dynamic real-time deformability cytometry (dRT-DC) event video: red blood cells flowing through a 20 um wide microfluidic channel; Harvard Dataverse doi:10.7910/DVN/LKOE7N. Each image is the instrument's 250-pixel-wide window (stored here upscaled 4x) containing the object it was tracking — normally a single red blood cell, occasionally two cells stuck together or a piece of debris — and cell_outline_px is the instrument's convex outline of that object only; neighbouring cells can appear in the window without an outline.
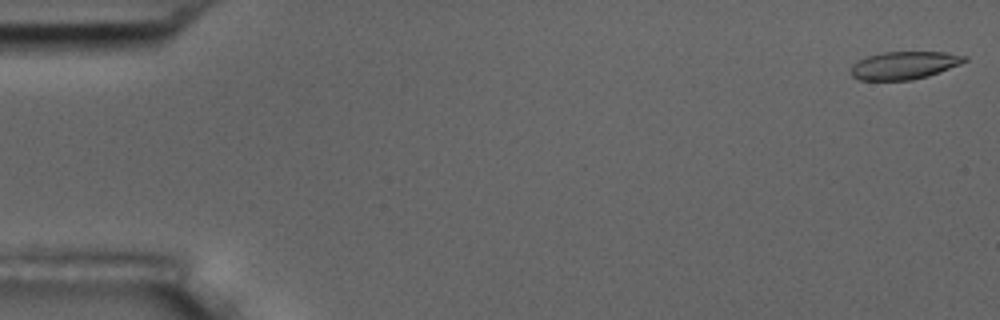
{"species": "common noctule bat (a hibernating species)", "species_latin": "Nyctalus noctula", "temperature_condition": "room temperature", "stored_images_in_passage": 12, "camera_frame_rate_fps": 3000, "um_per_image_px": 0.085, "animal": {"sex": "male", "body_mass_g": 17.5, "forearm_length_mm": 52.3}, "frame": {"image": 1, "passage_image": 1, "time_ms": 0.0, "image_size_px": [1000, 320], "cell_outline_px": [[968, 60], [960, 64], [940, 72], [928, 76], [912, 80], [860, 80], [852, 76], [848, 72], [852, 64], [868, 56], [884, 52], [944, 52], [968, 56]], "centroid_in_image_um": [76.85, 5.56], "position_along_channel_um": 8.1, "area_um2": 18.5}}